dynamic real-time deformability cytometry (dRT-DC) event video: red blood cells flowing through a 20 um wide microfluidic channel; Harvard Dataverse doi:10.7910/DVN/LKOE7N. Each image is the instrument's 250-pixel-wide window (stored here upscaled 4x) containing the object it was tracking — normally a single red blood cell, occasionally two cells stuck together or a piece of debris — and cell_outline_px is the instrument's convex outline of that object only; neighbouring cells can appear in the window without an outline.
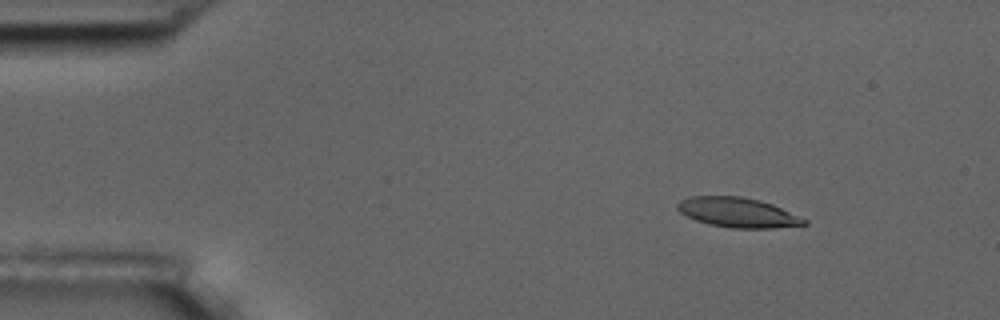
{"species": "common noctule bat (a hibernating species)", "species_latin": "Nyctalus noctula", "temperature_condition": "room temperature", "stored_images_in_passage": 8, "camera_frame_rate_fps": 3000, "um_per_image_px": 0.085, "animal": {"sex": "male", "body_mass_g": 17.5, "forearm_length_mm": 52.3}, "frame": {"image": 1, "passage_image": 3, "time_ms": 2.333, "image_size_px": [1000, 320], "cell_outline_px": [[808, 224], [772, 228], [732, 228], [708, 224], [696, 220], [680, 212], [676, 208], [676, 204], [680, 200], [688, 196], [740, 196], [760, 200], [772, 204], [808, 220]], "centroid_in_image_um": [62.69, 18.05], "position_along_channel_um": 22.3, "area_um2": 21.96}}
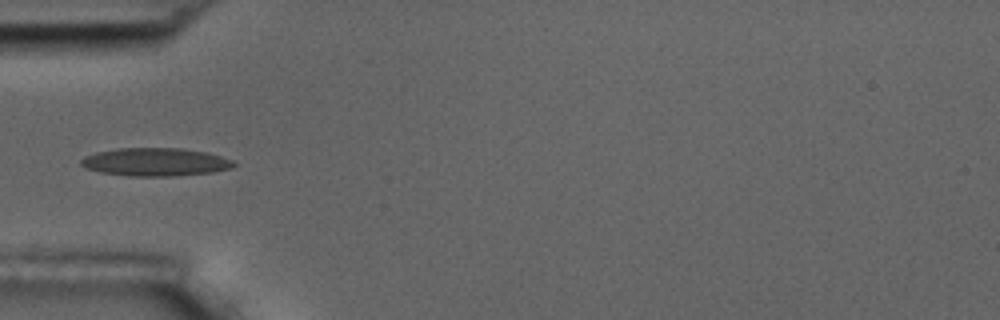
{"frame": {"image": 2, "passage_image": 6, "time_ms": 6.0, "image_size_px": [1000, 320], "cell_outline_px": [[236, 164], [232, 168], [212, 172], [176, 176], [128, 176], [100, 172], [84, 168], [80, 164], [80, 160], [84, 156], [96, 152], [116, 148], [180, 148], [208, 152], [232, 160]], "centroid_in_image_um": [13.18, 13.77], "position_along_channel_um": 71.8, "area_um2": 25.2}}